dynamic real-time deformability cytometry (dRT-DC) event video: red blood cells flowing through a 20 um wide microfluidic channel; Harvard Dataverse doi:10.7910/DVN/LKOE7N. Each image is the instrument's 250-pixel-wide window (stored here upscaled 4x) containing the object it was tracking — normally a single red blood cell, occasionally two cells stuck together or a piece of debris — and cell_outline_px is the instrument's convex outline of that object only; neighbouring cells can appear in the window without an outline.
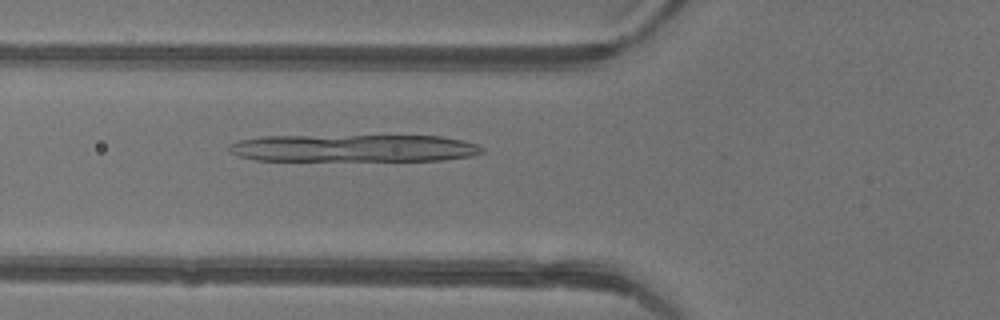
{"species": "common noctule bat (a hibernating species)", "species_latin": "Nyctalus noctula", "temperature_condition": "warm", "stored_images_in_passage": 27, "camera_frame_rate_fps": 3000, "um_per_image_px": 0.085, "animal": {"sex": "female"}, "frame": {"image": 1, "passage_image": 4, "time_ms": 1.0, "image_size_px": [1000, 320], "cell_outline_px": [[484, 152], [472, 156], [444, 160], [256, 160], [240, 156], [232, 152], [228, 148], [228, 144], [240, 140], [264, 136], [440, 136], [464, 140], [476, 144], [484, 148]], "centroid_in_image_um": [30.12, 12.59], "position_along_channel_um": 95.7, "area_um2": 40.29}}
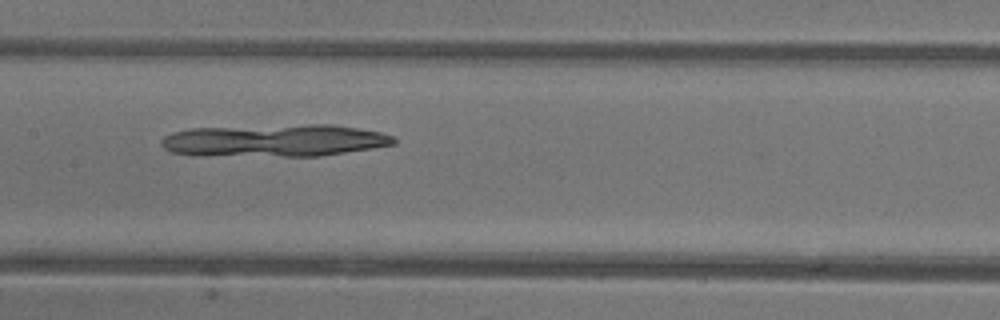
{"frame": {"image": 2, "passage_image": 10, "time_ms": 3.0, "image_size_px": [1000, 320], "cell_outline_px": [[396, 144], [372, 148], [320, 156], [192, 156], [172, 152], [164, 148], [160, 144], [160, 140], [164, 136], [172, 132], [192, 128], [308, 124], [332, 124], [380, 132], [392, 136], [396, 140]], "centroid_in_image_um": [23.27, 11.95], "position_along_channel_um": 184.1, "area_um2": 44.22}}
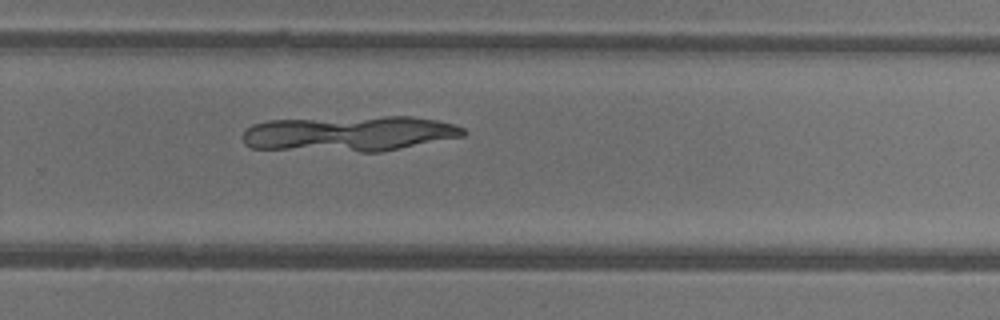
{"frame": {"image": 3, "passage_image": 18, "time_ms": 5.667, "image_size_px": [1000, 320], "cell_outline_px": [[468, 132], [464, 136], [380, 152], [360, 152], [252, 148], [244, 144], [240, 136], [252, 124], [268, 120], [384, 116], [412, 116], [436, 120], [452, 124], [464, 128]], "centroid_in_image_um": [29.67, 11.36], "position_along_channel_um": 300.1, "area_um2": 45.78}}